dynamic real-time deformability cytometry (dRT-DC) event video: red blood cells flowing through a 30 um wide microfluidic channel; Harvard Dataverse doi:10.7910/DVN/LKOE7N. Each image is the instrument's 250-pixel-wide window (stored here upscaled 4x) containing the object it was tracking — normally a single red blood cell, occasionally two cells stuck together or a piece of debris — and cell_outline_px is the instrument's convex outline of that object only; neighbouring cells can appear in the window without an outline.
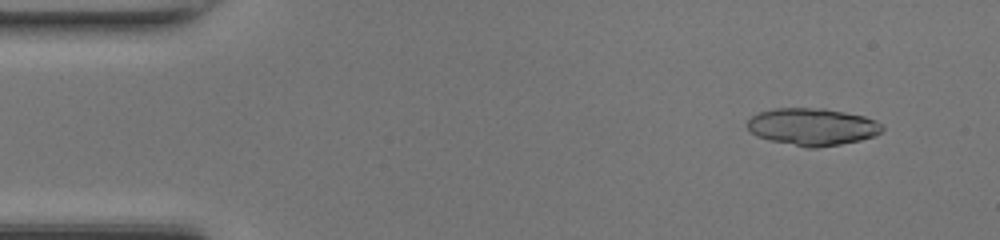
{"species": "common noctule bat (a hibernating species)", "species_latin": "Nyctalus noctula", "temperature_condition": "room temperature", "stored_images_in_passage": 8, "camera_frame_rate_fps": 3000, "um_per_image_px": 0.085, "animal": {"sex": "female", "body_mass_g": 17.0, "forearm_length_mm": 48.0}, "frame": {"image": 1, "passage_image": 1, "time_ms": 0.0, "image_size_px": [1000, 240], "cell_outline_px": [[884, 128], [880, 132], [872, 136], [860, 140], [840, 144], [816, 148], [808, 148], [772, 140], [756, 136], [748, 132], [748, 120], [752, 116], [760, 112], [776, 108], [824, 108], [864, 116], [876, 120]], "centroid_in_image_um": [69.03, 10.77], "position_along_channel_um": 16.0, "area_um2": 29.07}}